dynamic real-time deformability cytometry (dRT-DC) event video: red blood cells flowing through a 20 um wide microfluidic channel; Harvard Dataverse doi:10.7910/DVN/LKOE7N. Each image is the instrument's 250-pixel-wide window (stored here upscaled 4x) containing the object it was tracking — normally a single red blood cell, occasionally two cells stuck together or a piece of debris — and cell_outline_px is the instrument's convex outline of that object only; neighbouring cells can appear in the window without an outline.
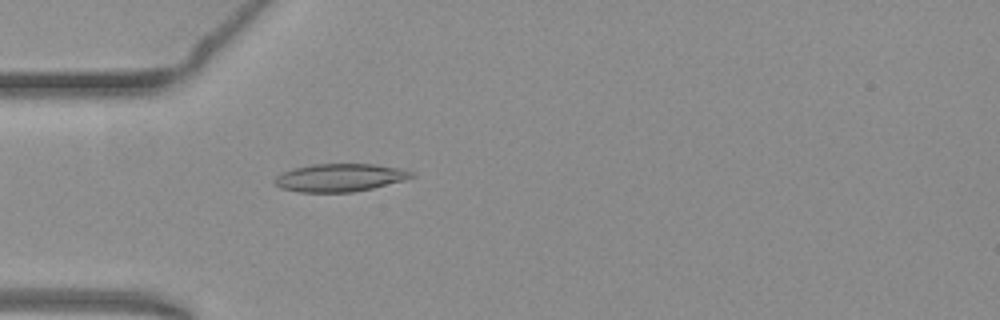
{"species": "common noctule bat (a hibernating species)", "species_latin": "Nyctalus noctula", "temperature_condition": "warm", "stored_images_in_passage": 54, "camera_frame_rate_fps": 3000, "um_per_image_px": 0.085, "animal": {"sex": "female", "body_mass_g": 19.3, "forearm_length_mm": 54.1}, "frame": {"image": 1, "passage_image": 16, "time_ms": 5.0, "image_size_px": [1000, 320], "cell_outline_px": [[416, 176], [404, 180], [372, 188], [352, 192], [300, 192], [280, 188], [272, 180], [276, 176], [292, 168], [312, 164], [376, 164], [400, 168], [412, 172]], "centroid_in_image_um": [28.87, 15.09], "position_along_channel_um": 56.1, "area_um2": 22.25}}
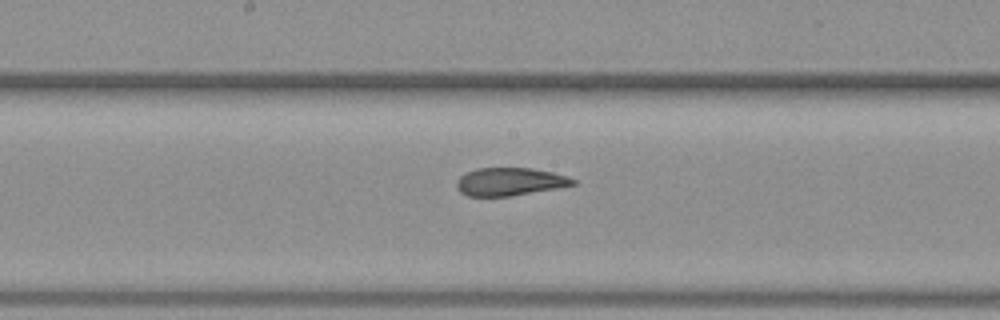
{"frame": {"image": 2, "passage_image": 28, "time_ms": 9.0, "image_size_px": [1000, 320], "cell_outline_px": [[576, 184], [556, 188], [512, 196], [468, 196], [460, 192], [456, 188], [456, 180], [460, 176], [476, 168], [532, 168], [552, 172], [568, 176], [576, 180]], "centroid_in_image_um": [43.32, 15.44], "position_along_channel_um": 204.9, "area_um2": 18.96}}
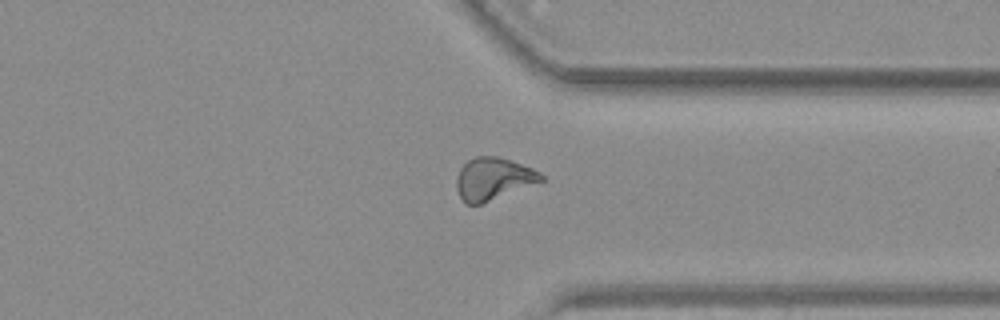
{"frame": {"image": 3, "passage_image": 41, "time_ms": 13.333, "image_size_px": [1000, 320], "cell_outline_px": [[544, 180], [480, 204], [464, 204], [456, 188], [456, 176], [460, 168], [468, 160], [476, 156], [500, 156], [532, 168], [540, 172], [544, 176]], "centroid_in_image_um": [41.9, 15.18], "position_along_channel_um": 369.5, "area_um2": 20.75}, "authors_computed_cell_mechanics": {"area_um2": 20.9525, "velocity_mm_per_s": 3.844, "shape_relaxation_time_tau1_ms": null, "shape_relaxation_time_tau2_ms": 1.766, "deformation_change_tau1": null, "deformation_change_tau2": 0.0815}}